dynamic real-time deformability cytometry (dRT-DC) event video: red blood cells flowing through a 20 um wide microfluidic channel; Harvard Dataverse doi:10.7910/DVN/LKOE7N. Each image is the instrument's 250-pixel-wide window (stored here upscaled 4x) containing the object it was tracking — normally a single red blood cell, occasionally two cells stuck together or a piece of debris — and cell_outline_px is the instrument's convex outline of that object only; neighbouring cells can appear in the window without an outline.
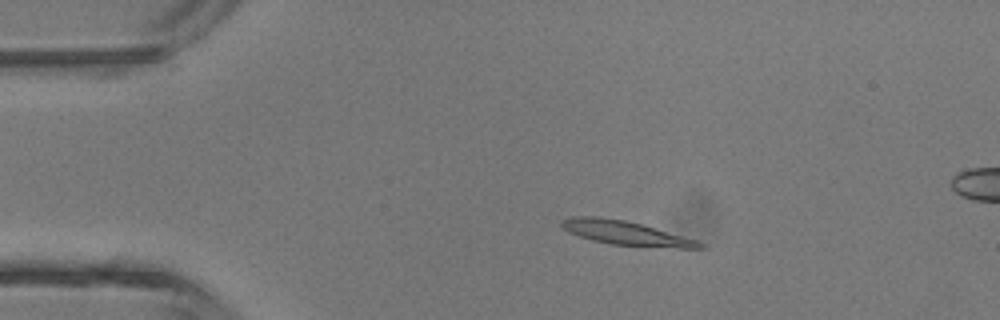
{"species": "common noctule bat (a hibernating species)", "species_latin": "Nyctalus noctula", "temperature_condition": "room temperature", "stored_images_in_passage": 5, "camera_frame_rate_fps": 3000, "um_per_image_px": 0.085, "animal": {"sex": "male", "body_mass_g": 13.3}, "frame": {"image": 1, "passage_image": 3, "time_ms": 2.667, "image_size_px": [1000, 320], "cell_outline_px": [[704, 248], [680, 248], [612, 244], [592, 240], [568, 232], [560, 224], [560, 220], [572, 216], [596, 216], [624, 220], [640, 224], [696, 240], [704, 244]], "centroid_in_image_um": [53.12, 19.79], "position_along_channel_um": 31.9, "area_um2": 18.96}}